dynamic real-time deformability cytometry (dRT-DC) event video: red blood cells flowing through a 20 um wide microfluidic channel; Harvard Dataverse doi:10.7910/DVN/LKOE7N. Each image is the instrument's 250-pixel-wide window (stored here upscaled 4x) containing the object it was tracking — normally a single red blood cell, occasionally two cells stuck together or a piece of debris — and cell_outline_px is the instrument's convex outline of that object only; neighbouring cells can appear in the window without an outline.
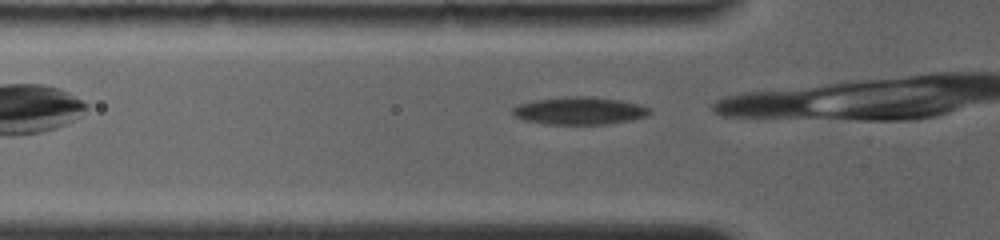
{"species": "common noctule bat (a hibernating species)", "species_latin": "Nyctalus noctula", "temperature_condition": "room temperature", "stored_images_in_passage": 11, "camera_frame_rate_fps": 4000, "um_per_image_px": 0.085, "animal": {"sex": "female", "body_mass_g": 19.0, "forearm_length_mm": 56.7}, "frame": {"image": 1, "passage_image": 8, "time_ms": 1.5, "image_size_px": [1000, 240], "cell_outline_px": [[652, 112], [644, 116], [632, 120], [604, 124], [548, 124], [524, 120], [516, 116], [512, 112], [512, 108], [520, 104], [536, 100], [564, 96], [592, 96], [620, 100], [636, 104], [648, 108]], "centroid_in_image_um": [49.24, 9.41], "position_along_channel_um": 76.6, "area_um2": 21.79}}